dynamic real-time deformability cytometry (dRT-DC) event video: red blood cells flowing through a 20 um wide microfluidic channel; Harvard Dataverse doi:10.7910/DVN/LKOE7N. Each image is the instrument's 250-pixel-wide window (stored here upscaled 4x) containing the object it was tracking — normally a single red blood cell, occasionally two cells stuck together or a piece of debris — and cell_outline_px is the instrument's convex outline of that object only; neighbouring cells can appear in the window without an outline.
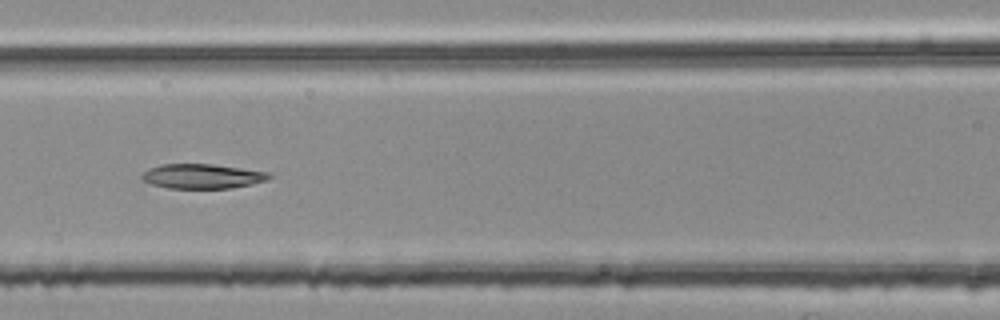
{"species": "common noctule bat (a hibernating species)", "species_latin": "Nyctalus noctula", "temperature_condition": "room temperature", "stored_images_in_passage": 53, "segment_of_instrument_passage": [2, 2], "camera_frame_rate_fps": 3000, "um_per_image_px": 0.085, "animal": {"sex": "female", "body_mass_g": 25.1}, "frame": {"image": 1, "passage_image": 23, "time_ms": 7.333, "image_size_px": [1000, 320], "cell_outline_px": [[272, 176], [268, 180], [252, 184], [232, 188], [168, 188], [152, 184], [140, 180], [140, 176], [148, 168], [160, 164], [212, 164], [268, 172]], "centroid_in_image_um": [17.16, 14.98], "position_along_channel_um": 149.4, "area_um2": 18.32}}
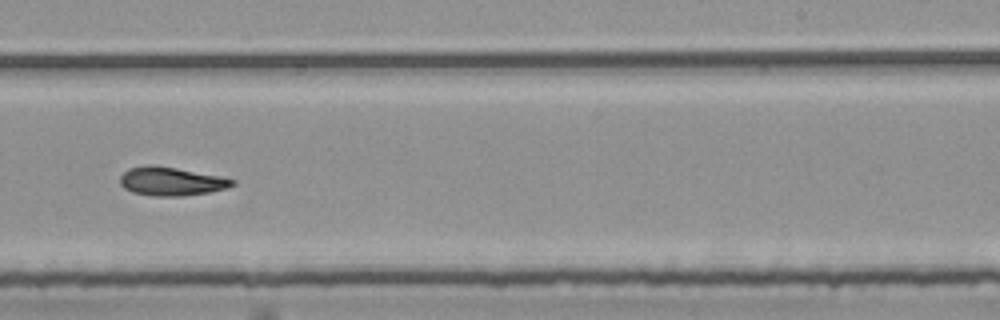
{"frame": {"image": 2, "passage_image": 33, "time_ms": 10.667, "image_size_px": [1000, 320], "cell_outline_px": [[236, 184], [228, 188], [208, 192], [180, 196], [156, 196], [132, 192], [124, 188], [120, 184], [120, 176], [128, 168], [148, 164], [152, 164], [176, 168], [220, 176], [236, 180]], "centroid_in_image_um": [14.54, 15.4], "position_along_channel_um": 274.5, "area_um2": 18.73}}
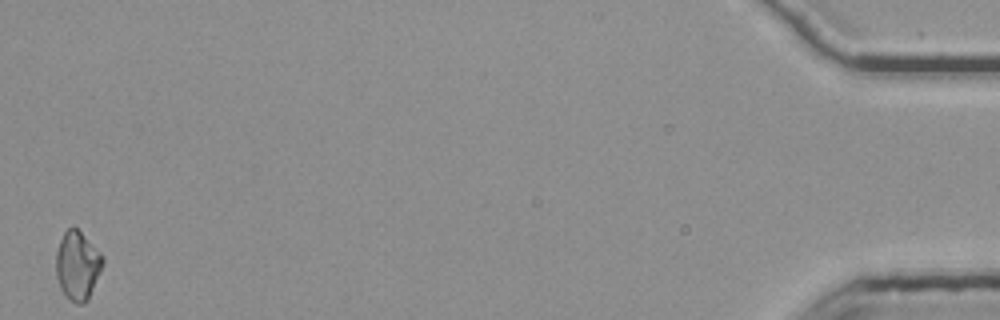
{"frame": {"image": 3, "passage_image": 53, "time_ms": 17.333, "image_size_px": [1000, 320], "cell_outline_px": [[104, 264], [88, 300], [84, 304], [76, 304], [64, 296], [60, 288], [56, 276], [56, 252], [60, 240], [64, 232], [68, 228], [76, 228], [104, 256]], "centroid_in_image_um": [6.59, 22.62], "position_along_channel_um": 428.6, "area_um2": 18.79}}